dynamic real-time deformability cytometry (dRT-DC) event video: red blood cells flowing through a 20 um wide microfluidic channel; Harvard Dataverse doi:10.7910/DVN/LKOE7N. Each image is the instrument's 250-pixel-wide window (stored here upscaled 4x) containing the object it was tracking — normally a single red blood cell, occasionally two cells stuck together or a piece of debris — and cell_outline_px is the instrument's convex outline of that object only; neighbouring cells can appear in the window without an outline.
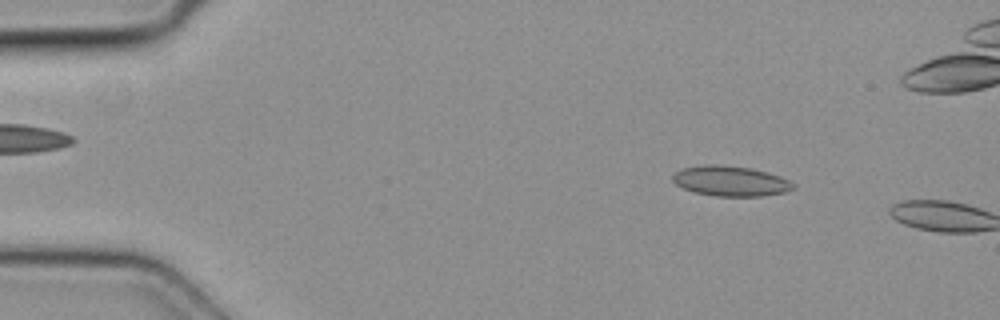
{"species": "common noctule bat (a hibernating species)", "species_latin": "Nyctalus noctula", "temperature_condition": "cold", "stored_images_in_passage": 2, "camera_frame_rate_fps": 3000, "um_per_image_px": 0.085, "animal": {"sex": "female", "body_mass_g": 19.3, "forearm_length_mm": 54.1}, "frame": {"image": 1, "passage_image": 1, "time_ms": 0.0, "image_size_px": [1000, 320], "cell_outline_px": [[796, 188], [784, 192], [760, 196], [716, 196], [696, 192], [684, 188], [676, 184], [672, 180], [672, 176], [676, 172], [684, 168], [704, 164], [712, 164], [748, 168], [768, 172], [780, 176], [796, 184]], "centroid_in_image_um": [62.12, 15.39], "position_along_channel_um": 22.9, "area_um2": 20.98}}